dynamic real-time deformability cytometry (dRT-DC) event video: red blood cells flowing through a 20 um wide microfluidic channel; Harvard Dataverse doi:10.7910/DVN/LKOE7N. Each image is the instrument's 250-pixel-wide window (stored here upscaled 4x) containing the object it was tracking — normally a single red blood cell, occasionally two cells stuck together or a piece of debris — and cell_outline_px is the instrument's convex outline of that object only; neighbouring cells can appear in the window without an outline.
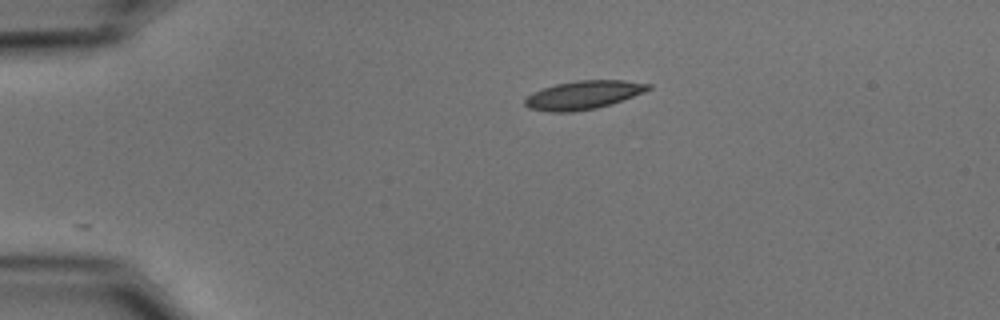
{"species": "common noctule bat (a hibernating species)", "species_latin": "Nyctalus noctula", "temperature_condition": "cold", "stored_images_in_passage": 24, "camera_frame_rate_fps": 3000, "um_per_image_px": 0.085, "animal": {"sex": "male", "body_mass_g": 15.6}, "frame": {"image": 1, "passage_image": 1, "time_ms": 0.0, "image_size_px": [1000, 320], "cell_outline_px": [[652, 88], [644, 92], [612, 104], [596, 108], [572, 112], [548, 112], [528, 108], [524, 104], [524, 100], [532, 92], [556, 84], [576, 80], [624, 80], [652, 84]], "centroid_in_image_um": [49.59, 8.07], "position_along_channel_um": 35.4, "area_um2": 20.58}}
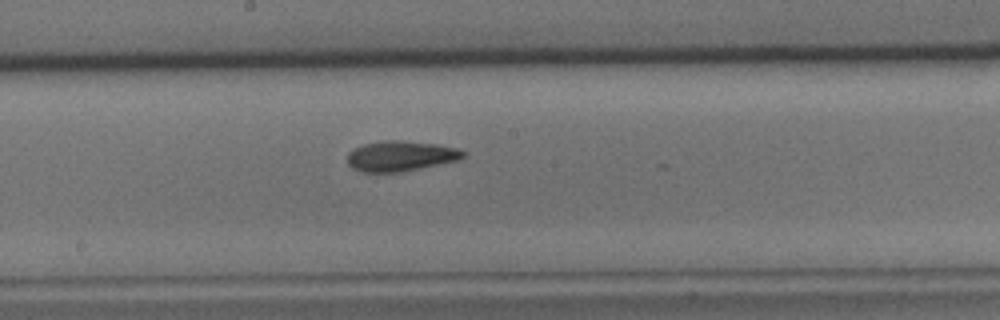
{"frame": {"image": 2, "passage_image": 19, "time_ms": 6.0, "image_size_px": [1000, 320], "cell_outline_px": [[468, 156], [460, 160], [400, 172], [364, 172], [352, 168], [348, 164], [348, 152], [352, 148], [364, 144], [384, 140], [400, 140], [436, 144], [456, 148], [464, 152]], "centroid_in_image_um": [34.05, 13.26], "position_along_channel_um": 214.1, "area_um2": 20.52}}
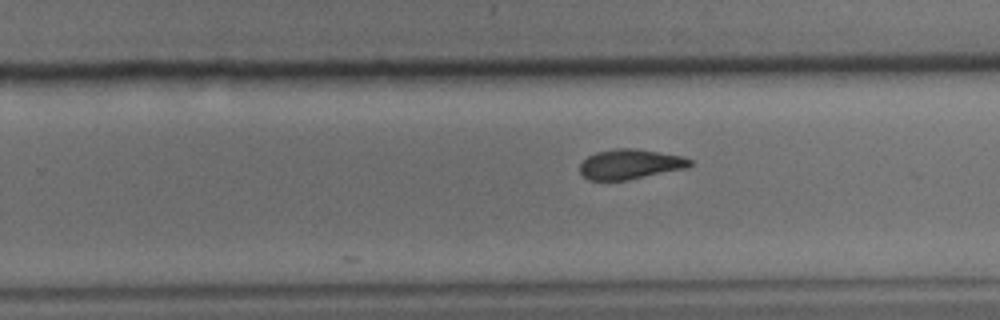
{"frame": {"image": 3, "passage_image": 24, "time_ms": 7.667, "image_size_px": [1000, 320], "cell_outline_px": [[692, 164], [684, 168], [628, 180], [588, 180], [580, 172], [580, 164], [588, 156], [596, 152], [616, 148], [636, 148], [680, 156], [692, 160]], "centroid_in_image_um": [53.52, 13.95], "position_along_channel_um": 276.3, "area_um2": 18.96}}